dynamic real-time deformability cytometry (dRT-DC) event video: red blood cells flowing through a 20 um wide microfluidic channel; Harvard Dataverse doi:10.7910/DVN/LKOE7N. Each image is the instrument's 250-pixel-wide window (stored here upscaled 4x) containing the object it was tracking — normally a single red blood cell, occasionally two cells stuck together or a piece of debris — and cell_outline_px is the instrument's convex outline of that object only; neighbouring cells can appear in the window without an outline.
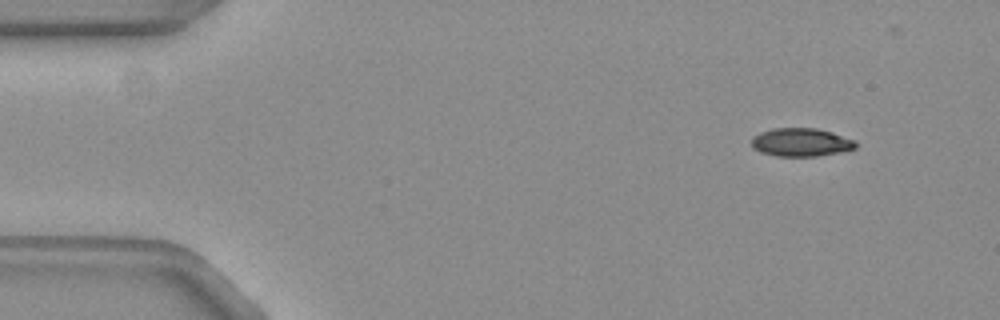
{"species": "common noctule bat (a hibernating species)", "species_latin": "Nyctalus noctula", "temperature_condition": "warm", "stored_images_in_passage": 50, "camera_frame_rate_fps": 3000, "um_per_image_px": 0.085, "animal": {"sex": "female", "body_mass_g": 19.3, "forearm_length_mm": 54.1}, "frame": {"image": 1, "passage_image": 1, "time_ms": 0.0, "image_size_px": [1000, 320], "cell_outline_px": [[856, 148], [816, 156], [776, 156], [764, 152], [756, 148], [752, 144], [752, 136], [760, 132], [772, 128], [816, 128], [832, 132], [852, 140], [856, 144]], "centroid_in_image_um": [68.06, 12.08], "position_along_channel_um": 16.9, "area_um2": 16.76}}
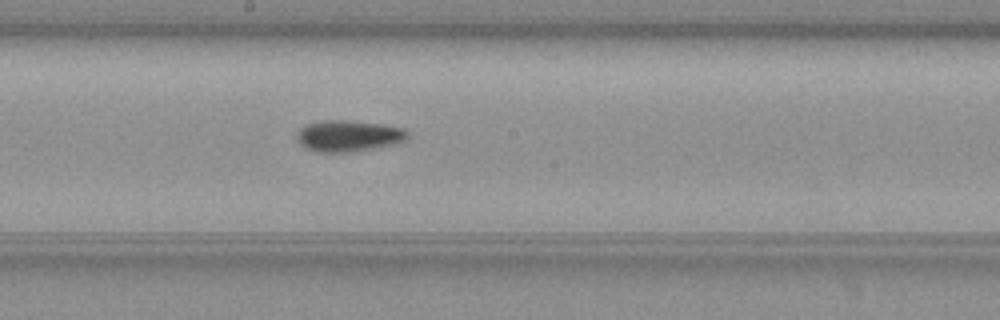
{"frame": {"image": 2, "passage_image": 25, "time_ms": 8.0, "image_size_px": [1000, 320], "cell_outline_px": [[408, 136], [404, 140], [392, 144], [352, 152], [316, 152], [300, 144], [296, 136], [296, 132], [300, 128], [308, 124], [320, 120], [352, 120], [384, 124], [404, 128], [408, 132]], "centroid_in_image_um": [29.6, 11.53], "position_along_channel_um": 218.6, "area_um2": 20.23}}
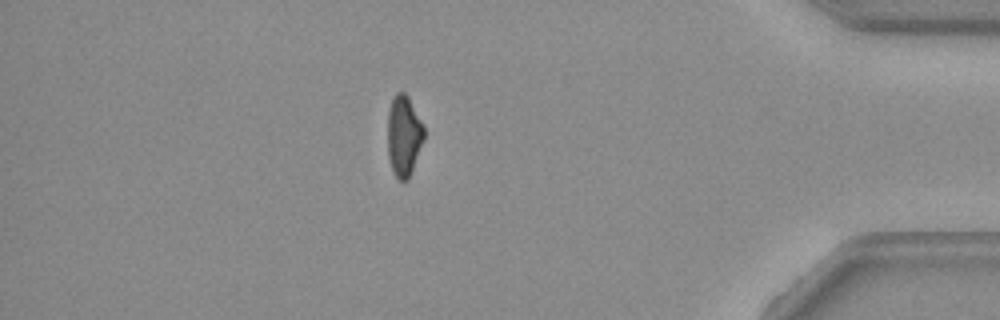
{"frame": {"image": 3, "passage_image": 43, "time_ms": 14.0, "image_size_px": [1000, 320], "cell_outline_px": [[424, 136], [408, 180], [400, 180], [396, 176], [392, 168], [388, 156], [388, 112], [392, 100], [396, 92], [404, 92], [408, 96], [424, 124]], "centroid_in_image_um": [34.32, 11.49], "position_along_channel_um": 400.9, "area_um2": 16.88}, "authors_computed_cell_mechanics": {"area_um2": 18.496, "velocity_mm_per_s": 3.7686, "shape_relaxation_time_tau1_ms": 4.3954, "shape_relaxation_time_tau2_ms": null, "deformation_change_tau1": 0.169, "deformation_change_tau2": null}}